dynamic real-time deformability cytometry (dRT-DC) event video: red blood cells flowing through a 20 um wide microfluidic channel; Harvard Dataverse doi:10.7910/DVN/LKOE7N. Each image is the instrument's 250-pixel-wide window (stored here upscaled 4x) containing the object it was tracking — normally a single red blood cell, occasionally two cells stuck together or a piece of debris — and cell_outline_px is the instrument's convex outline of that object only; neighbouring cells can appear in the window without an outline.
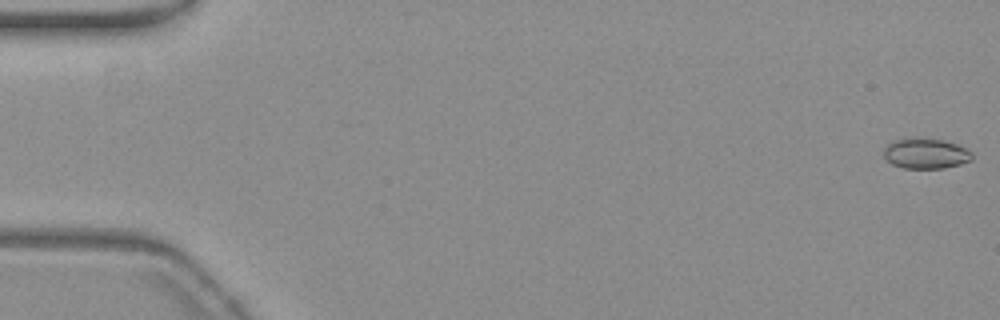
{"species": "common noctule bat (a hibernating species)", "species_latin": "Nyctalus noctula", "temperature_condition": "warm", "stored_images_in_passage": 36, "camera_frame_rate_fps": 3000, "um_per_image_px": 0.085, "animal": {"sex": "female", "body_mass_g": 19.3, "forearm_length_mm": 54.1}, "frame": {"image": 1, "passage_image": 1, "time_ms": 0.0, "image_size_px": [1000, 320], "cell_outline_px": [[972, 160], [960, 164], [944, 168], [904, 168], [892, 164], [884, 156], [884, 148], [892, 140], [912, 136], [916, 136], [944, 140], [968, 148], [972, 152]], "centroid_in_image_um": [78.69, 13.01], "position_along_channel_um": 6.3, "area_um2": 16.01}}
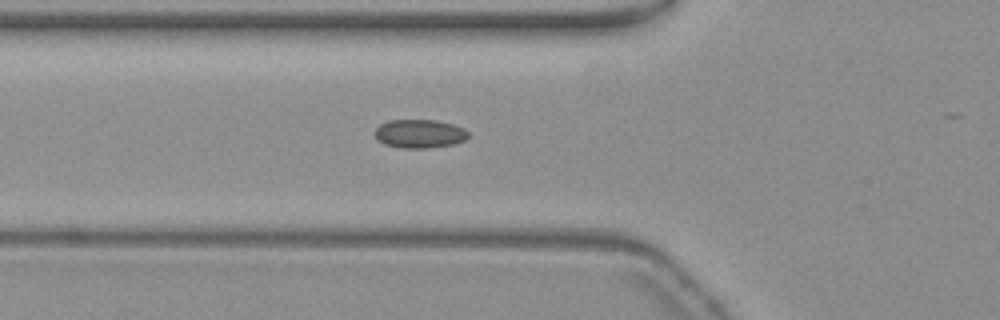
{"frame": {"image": 2, "passage_image": 21, "time_ms": 6.667, "image_size_px": [1000, 320], "cell_outline_px": [[468, 136], [464, 140], [452, 144], [428, 148], [400, 148], [384, 144], [376, 140], [376, 128], [380, 124], [388, 120], [436, 120], [452, 124], [464, 128], [468, 132]], "centroid_in_image_um": [35.64, 11.36], "position_along_channel_um": 90.2, "area_um2": 15.55}}
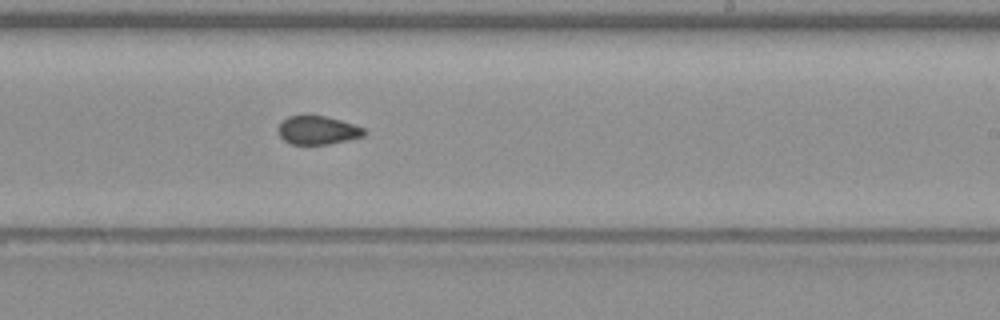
{"frame": {"image": 3, "passage_image": 35, "time_ms": 11.333, "image_size_px": [1000, 320], "cell_outline_px": [[368, 132], [364, 136], [328, 144], [292, 144], [284, 140], [280, 136], [280, 124], [288, 116], [308, 112], [340, 120], [364, 128]], "centroid_in_image_um": [27.01, 11.03], "position_along_channel_um": 262.0, "area_um2": 14.45}}